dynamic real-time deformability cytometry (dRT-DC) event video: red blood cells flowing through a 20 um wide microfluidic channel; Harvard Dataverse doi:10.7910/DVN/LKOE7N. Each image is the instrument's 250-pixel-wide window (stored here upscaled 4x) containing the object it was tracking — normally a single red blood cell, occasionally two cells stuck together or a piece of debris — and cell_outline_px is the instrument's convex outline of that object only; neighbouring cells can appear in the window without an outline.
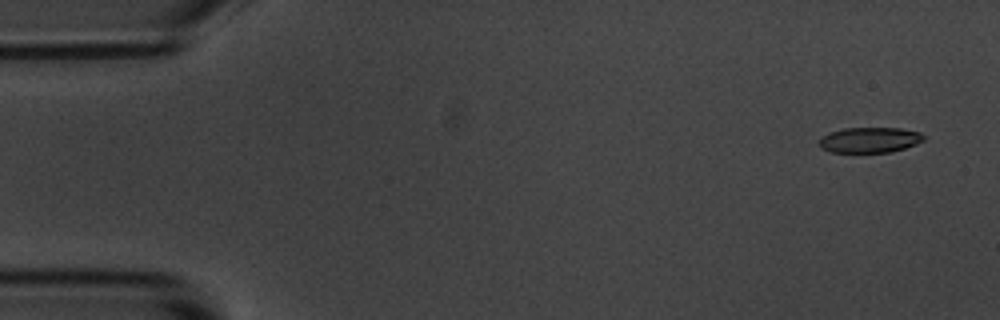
{"species": "common noctule bat (a hibernating species)", "species_latin": "Nyctalus noctula", "temperature_condition": "room temperature", "stored_images_in_passage": 53, "camera_frame_rate_fps": 3000, "um_per_image_px": 0.085, "animal": {"sex": "male", "body_mass_g": 20.1, "forearm_length_mm": 53.5}, "frame": {"image": 1, "passage_image": 1, "time_ms": 0.0, "image_size_px": [1000, 320], "cell_outline_px": [[924, 140], [916, 144], [904, 148], [888, 152], [832, 152], [816, 144], [820, 136], [828, 132], [844, 128], [900, 128], [920, 132], [924, 136]], "centroid_in_image_um": [73.88, 11.88], "position_along_channel_um": 11.1, "area_um2": 15.55}}
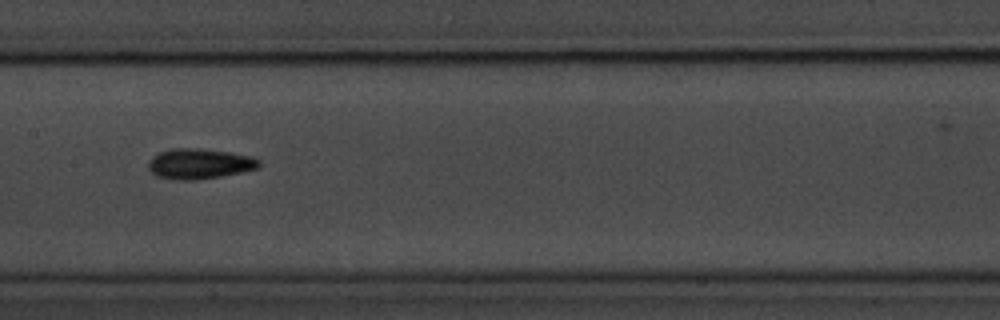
{"frame": {"image": 2, "passage_image": 25, "time_ms": 8.0, "image_size_px": [1000, 320], "cell_outline_px": [[260, 168], [220, 176], [192, 180], [180, 180], [156, 176], [148, 168], [148, 160], [152, 156], [160, 152], [172, 148], [200, 148], [228, 152], [252, 156], [260, 160]], "centroid_in_image_um": [16.94, 13.91], "position_along_channel_um": 190.5, "area_um2": 19.54}}
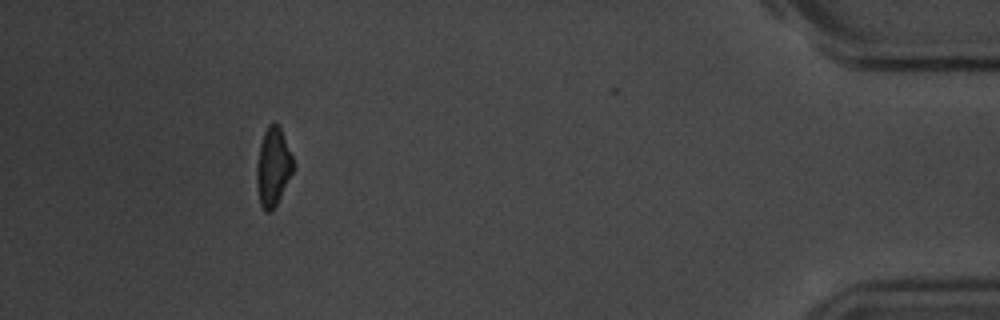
{"frame": {"image": 3, "passage_image": 48, "time_ms": 15.667, "image_size_px": [1000, 320], "cell_outline_px": [[296, 168], [276, 204], [268, 212], [264, 212], [260, 204], [256, 184], [256, 164], [260, 144], [264, 132], [268, 124], [276, 124], [280, 128], [292, 156]], "centroid_in_image_um": [23.21, 14.2], "position_along_channel_um": 412.0, "area_um2": 16.7}, "authors_computed_cell_mechanics": {"area_um2": 17.5134, "velocity_mm_per_s": 3.6964, "shape_relaxation_time_tau1_ms": 3.2625, "shape_relaxation_time_tau2_ms": null, "deformation_change_tau1": 0.1155, "deformation_change_tau2": null}}